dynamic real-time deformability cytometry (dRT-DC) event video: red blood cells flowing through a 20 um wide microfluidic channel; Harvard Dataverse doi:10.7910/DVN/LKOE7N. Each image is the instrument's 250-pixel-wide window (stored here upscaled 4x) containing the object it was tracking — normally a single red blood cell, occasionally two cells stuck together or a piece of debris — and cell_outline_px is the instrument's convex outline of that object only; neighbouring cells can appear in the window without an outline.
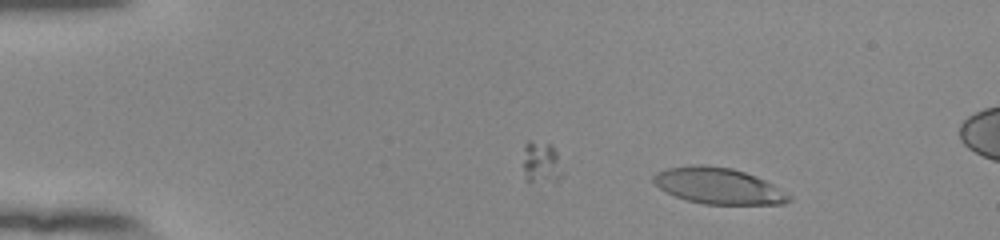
{"species": "human", "species_latin": "Homo sapiens", "temperature_condition": "room temperature", "stored_images_in_passage": 48, "camera_frame_rate_fps": 3000, "um_per_image_px": 0.085, "donor": {"sex": "female"}, "frame": {"image": 1, "passage_image": 6, "time_ms": 1.667, "image_size_px": [1000, 240], "cell_outline_px": [[792, 200], [784, 204], [704, 204], [684, 200], [660, 188], [652, 180], [652, 176], [656, 172], [668, 168], [692, 164], [708, 164], [732, 168], [756, 176], [772, 184], [792, 196]], "centroid_in_image_um": [61.06, 15.79], "position_along_channel_um": 23.9, "area_um2": 28.67}}
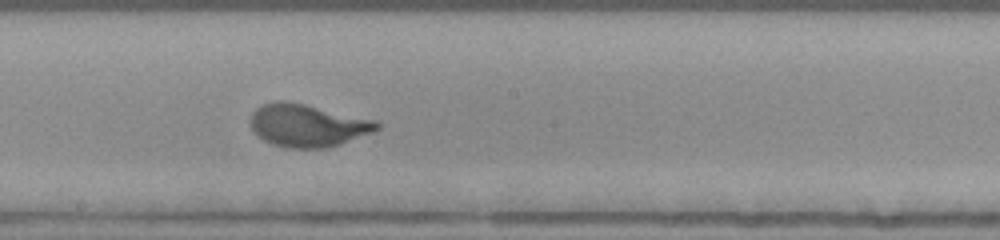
{"frame": {"image": 2, "passage_image": 29, "time_ms": 9.333, "image_size_px": [1000, 240], "cell_outline_px": [[380, 128], [372, 132], [340, 144], [324, 148], [288, 148], [272, 144], [256, 136], [252, 132], [248, 120], [252, 112], [256, 108], [264, 104], [276, 100], [284, 100], [304, 104], [376, 120], [380, 124]], "centroid_in_image_um": [26.08, 10.66], "position_along_channel_um": 222.1, "area_um2": 31.56}}
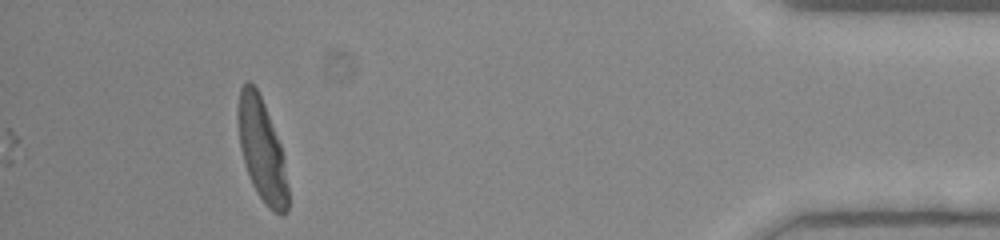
{"frame": {"image": 3, "passage_image": 48, "time_ms": 15.667, "image_size_px": [1000, 240], "cell_outline_px": [[288, 212], [284, 216], [280, 216], [272, 212], [268, 208], [256, 192], [252, 184], [244, 164], [240, 148], [236, 116], [240, 88], [244, 80], [248, 80], [256, 88], [264, 104], [280, 144], [284, 156], [288, 188]], "centroid_in_image_um": [22.25, 12.79], "position_along_channel_um": 413.0, "area_um2": 30.29}, "authors_computed_cell_mechanics": {"area_um2": 29.5647, "velocity_mm_per_s": 3.8757, "shape_relaxation_time_tau1_ms": 2.6526, "shape_relaxation_time_tau2_ms": null, "deformation_change_tau1": 0.2055, "deformation_change_tau2": null}}